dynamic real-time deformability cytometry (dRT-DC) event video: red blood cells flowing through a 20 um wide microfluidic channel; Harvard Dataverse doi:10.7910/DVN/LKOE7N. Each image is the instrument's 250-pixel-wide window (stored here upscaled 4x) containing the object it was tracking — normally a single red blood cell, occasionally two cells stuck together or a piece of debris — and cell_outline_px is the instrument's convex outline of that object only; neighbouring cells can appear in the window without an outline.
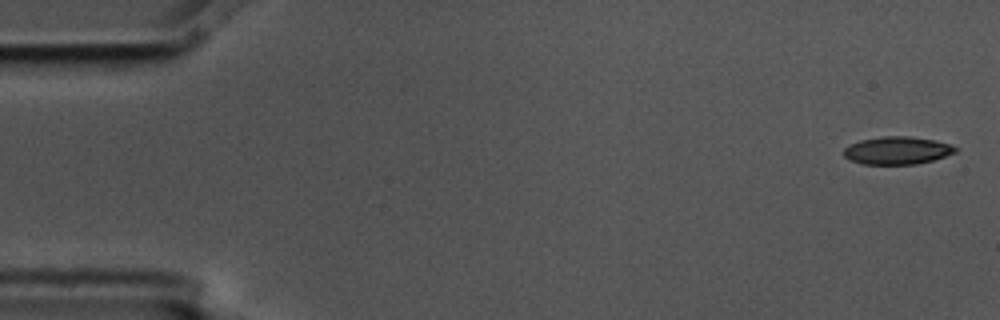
{"species": "common noctule bat (a hibernating species)", "species_latin": "Nyctalus noctula", "temperature_condition": "cold", "stored_images_in_passage": 5, "camera_frame_rate_fps": 3000, "um_per_image_px": 0.085, "animal": {"sex": "male", "body_mass_g": 17.5, "forearm_length_mm": 52.3}, "frame": {"image": 1, "passage_image": 1, "time_ms": 0.0, "image_size_px": [1000, 320], "cell_outline_px": [[960, 148], [956, 152], [932, 160], [916, 164], [860, 164], [848, 160], [844, 156], [844, 148], [860, 140], [884, 136], [908, 136], [936, 140]], "centroid_in_image_um": [76.25, 12.79], "position_along_channel_um": 8.7, "area_um2": 18.03}}
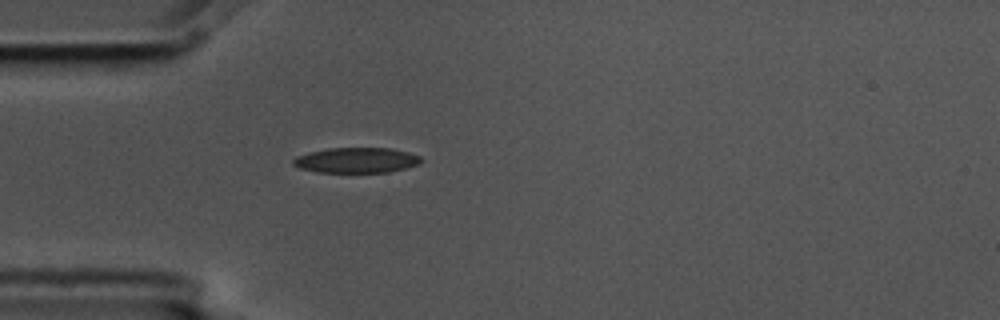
{"frame": {"image": 2, "passage_image": 5, "time_ms": 1.333, "image_size_px": [1000, 320], "cell_outline_px": [[424, 160], [420, 164], [388, 172], [316, 172], [300, 168], [292, 164], [292, 160], [296, 156], [308, 152], [328, 148], [392, 148], [408, 152], [420, 156]], "centroid_in_image_um": [30.3, 13.61], "position_along_channel_um": 54.7, "area_um2": 18.96}}